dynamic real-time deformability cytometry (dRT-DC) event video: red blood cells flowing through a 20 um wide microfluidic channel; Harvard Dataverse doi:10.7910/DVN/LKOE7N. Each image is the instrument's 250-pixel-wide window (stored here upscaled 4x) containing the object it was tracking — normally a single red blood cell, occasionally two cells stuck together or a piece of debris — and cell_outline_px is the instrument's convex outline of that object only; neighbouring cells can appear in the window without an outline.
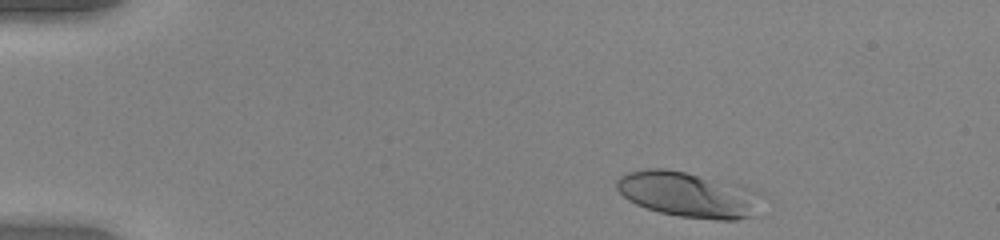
{"species": "human", "species_latin": "Homo sapiens", "temperature_condition": "warm", "stored_images_in_passage": 45, "camera_frame_rate_fps": 3000, "um_per_image_px": 0.085, "donor": {"sex": "female"}, "frame": {"image": 1, "passage_image": 2, "time_ms": 0.333, "image_size_px": [1000, 240], "cell_outline_px": [[768, 196], [756, 216], [736, 220], [716, 220], [680, 216], [660, 212], [636, 204], [628, 200], [616, 188], [616, 180], [620, 176], [628, 172], [644, 168], [664, 168], [748, 184], [756, 188]], "centroid_in_image_um": [58.71, 16.53], "position_along_channel_um": 26.3, "area_um2": 40.0}}
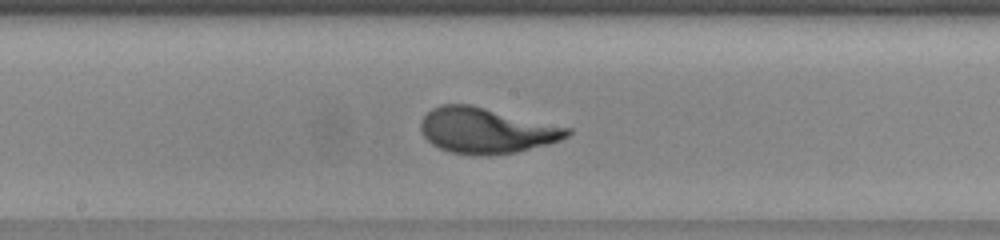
{"frame": {"image": 2, "passage_image": 22, "time_ms": 7.0, "image_size_px": [1000, 240], "cell_outline_px": [[572, 132], [568, 136], [560, 140], [548, 144], [516, 152], [492, 156], [472, 156], [448, 152], [432, 144], [420, 132], [420, 120], [432, 108], [440, 104], [472, 104], [572, 128]], "centroid_in_image_um": [41.33, 11.1], "position_along_channel_um": 206.9, "area_um2": 39.54}}
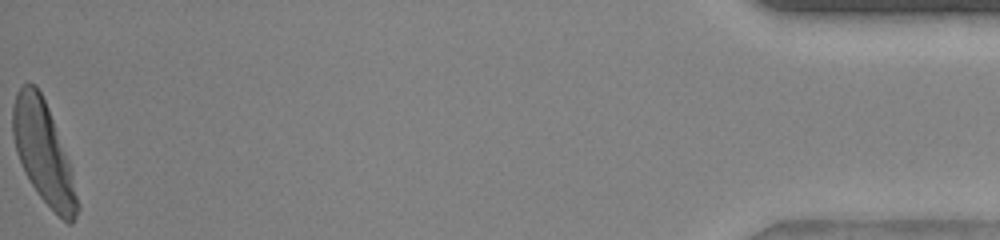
{"frame": {"image": 3, "passage_image": 45, "time_ms": 14.667, "image_size_px": [1000, 240], "cell_outline_px": [[80, 208], [72, 224], [68, 224], [40, 196], [24, 172], [16, 152], [12, 136], [12, 108], [16, 92], [28, 80], [36, 84], [48, 108], [68, 160], [80, 204]], "centroid_in_image_um": [3.67, 12.95], "position_along_channel_um": 431.5, "area_um2": 37.69}}